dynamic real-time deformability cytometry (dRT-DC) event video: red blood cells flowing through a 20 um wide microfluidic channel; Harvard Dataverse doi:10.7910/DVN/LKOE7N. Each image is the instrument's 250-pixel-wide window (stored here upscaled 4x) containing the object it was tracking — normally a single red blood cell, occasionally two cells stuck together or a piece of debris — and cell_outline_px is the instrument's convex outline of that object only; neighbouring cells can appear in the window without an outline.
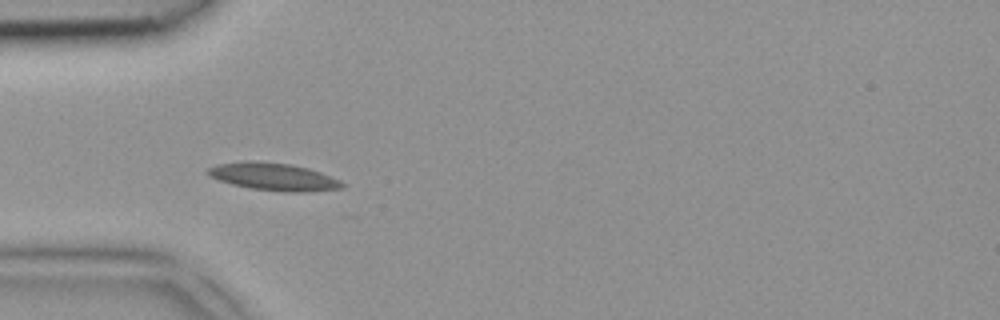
{"species": "common noctule bat (a hibernating species)", "species_latin": "Nyctalus noctula", "temperature_condition": "room temperature", "stored_images_in_passage": 5, "camera_frame_rate_fps": 3000, "um_per_image_px": 0.085, "animal": {"sex": "female", "body_mass_g": 18.4}, "frame": {"image": 1, "passage_image": 4, "time_ms": 1.0, "image_size_px": [1000, 320], "cell_outline_px": [[344, 188], [304, 192], [284, 192], [252, 188], [232, 184], [208, 176], [204, 172], [208, 168], [216, 164], [244, 160], [252, 160], [292, 164], [308, 168], [320, 172], [340, 180], [344, 184]], "centroid_in_image_um": [23.22, 15.0], "position_along_channel_um": 61.8, "area_um2": 21.73}}